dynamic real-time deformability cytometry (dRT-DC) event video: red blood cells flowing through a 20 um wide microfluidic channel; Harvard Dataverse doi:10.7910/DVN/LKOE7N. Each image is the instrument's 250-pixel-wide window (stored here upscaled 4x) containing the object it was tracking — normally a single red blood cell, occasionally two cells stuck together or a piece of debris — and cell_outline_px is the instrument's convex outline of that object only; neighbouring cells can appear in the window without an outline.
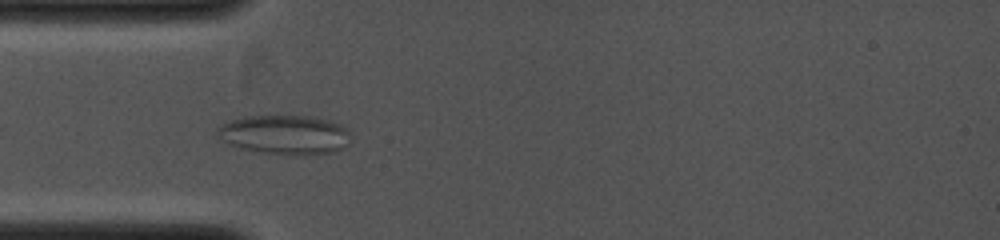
{"species": "common noctule bat (a hibernating species)", "species_latin": "Nyctalus noctula", "temperature_condition": "cold", "stored_images_in_passage": 15, "camera_frame_rate_fps": 4000, "um_per_image_px": 0.085, "animal": {"sex": "female", "body_mass_g": 19.0, "forearm_length_mm": 53.3}, "frame": {"image": 1, "passage_image": 5, "time_ms": 0.75, "image_size_px": [1000, 240], "cell_outline_px": [[352, 136], [348, 144], [332, 152], [264, 152], [240, 148], [216, 136], [216, 128], [228, 120], [248, 116], [304, 116], [332, 120], [340, 124]], "centroid_in_image_um": [24.17, 11.39], "position_along_channel_um": 60.8, "area_um2": 29.54}}
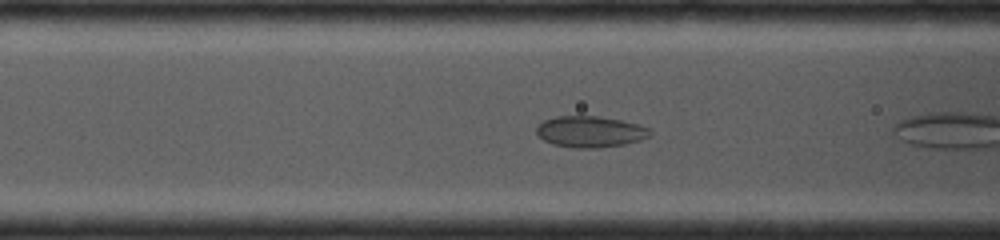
{"frame": {"image": 2, "passage_image": 7, "time_ms": 1.25, "image_size_px": [1000, 240], "cell_outline_px": [[652, 132], [648, 136], [640, 140], [624, 144], [592, 148], [576, 148], [552, 144], [544, 140], [536, 132], [536, 128], [544, 120], [556, 116], [600, 116], [620, 120], [652, 128]], "centroid_in_image_um": [50.17, 11.19], "position_along_channel_um": 116.4, "area_um2": 20.52}}
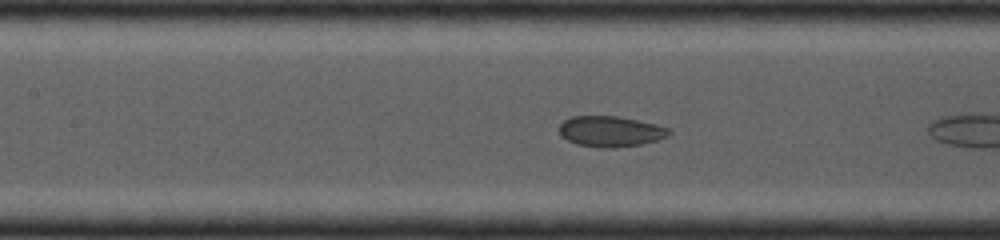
{"frame": {"image": 3, "passage_image": 11, "time_ms": 2.0, "image_size_px": [1000, 240], "cell_outline_px": [[672, 132], [668, 136], [656, 140], [640, 144], [612, 148], [600, 148], [576, 144], [568, 140], [560, 132], [560, 124], [564, 120], [572, 116], [616, 116], [656, 124], [668, 128]], "centroid_in_image_um": [51.9, 11.17], "position_along_channel_um": 155.5, "area_um2": 19.42}}